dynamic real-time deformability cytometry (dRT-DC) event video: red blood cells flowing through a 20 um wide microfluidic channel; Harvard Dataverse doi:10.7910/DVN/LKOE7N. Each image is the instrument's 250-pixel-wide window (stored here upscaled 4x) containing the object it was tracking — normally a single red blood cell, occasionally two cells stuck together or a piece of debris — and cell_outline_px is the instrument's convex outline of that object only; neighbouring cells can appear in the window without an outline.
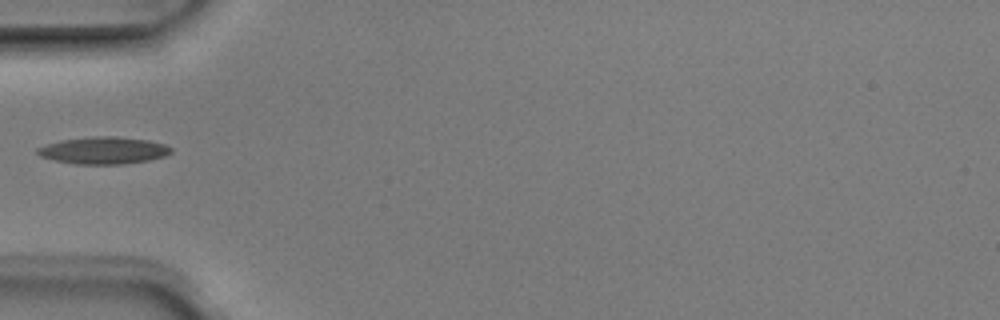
{"species": "Egyptian fruit bat (a non-hibernating species)", "species_latin": "Rousettus aegyptiacus", "temperature_condition": "room temperature", "stored_images_in_passage": 6, "camera_frame_rate_fps": 3000, "um_per_image_px": 0.085, "animal": {"sex": "male"}, "frame": {"image": 1, "passage_image": 5, "time_ms": 1.333, "image_size_px": [1000, 320], "cell_outline_px": [[172, 152], [164, 156], [148, 160], [124, 164], [76, 164], [56, 160], [40, 156], [36, 152], [36, 148], [60, 140], [92, 136], [116, 136], [148, 140], [164, 144], [172, 148]], "centroid_in_image_um": [8.8, 12.78], "position_along_channel_um": 76.2, "area_um2": 21.04}}
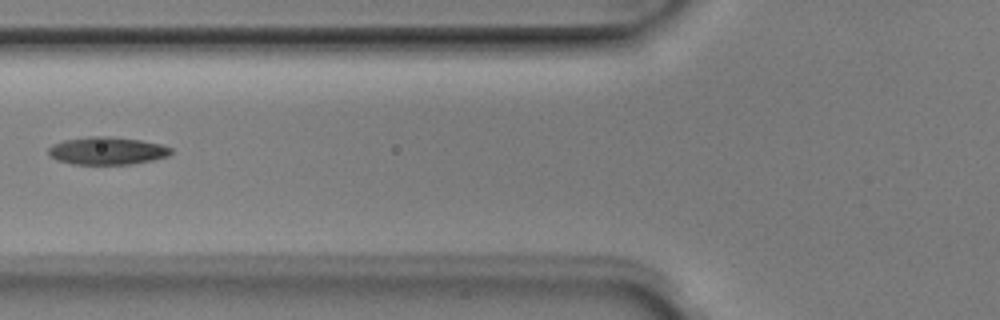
{"frame": {"image": 2, "passage_image": 6, "time_ms": 1.667, "image_size_px": [1000, 320], "cell_outline_px": [[172, 152], [168, 156], [152, 160], [132, 164], [72, 164], [56, 160], [48, 156], [48, 148], [52, 144], [64, 140], [88, 136], [108, 136], [140, 140], [160, 144], [172, 148]], "centroid_in_image_um": [9.06, 12.81], "position_along_channel_um": 116.7, "area_um2": 19.88}}